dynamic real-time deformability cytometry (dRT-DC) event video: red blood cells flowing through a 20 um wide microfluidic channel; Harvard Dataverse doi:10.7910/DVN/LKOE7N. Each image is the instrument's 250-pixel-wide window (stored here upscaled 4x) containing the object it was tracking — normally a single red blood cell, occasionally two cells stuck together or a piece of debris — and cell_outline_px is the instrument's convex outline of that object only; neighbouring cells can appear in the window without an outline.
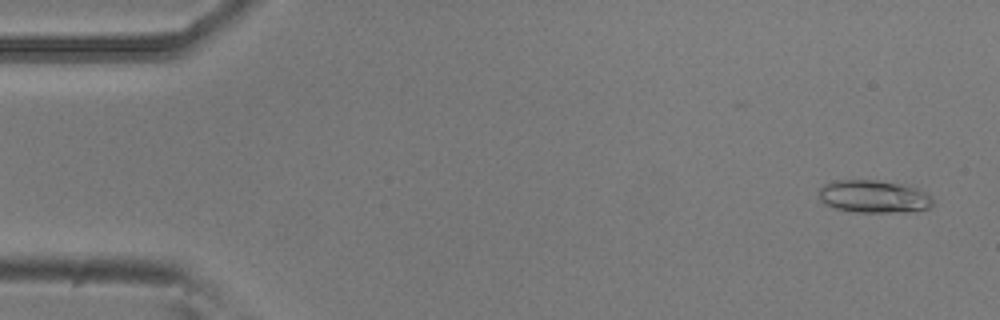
{"species": "common noctule bat (a hibernating species)", "species_latin": "Nyctalus noctula", "temperature_condition": "room temperature", "stored_images_in_passage": 48, "camera_frame_rate_fps": 3000, "um_per_image_px": 0.085, "animal": {"sex": "male", "body_mass_g": 20.5, "forearm_length_mm": 52.5}, "frame": {"image": 1, "passage_image": 3, "time_ms": 0.667, "image_size_px": [1000, 320], "cell_outline_px": [[932, 204], [928, 208], [904, 212], [856, 212], [836, 208], [824, 204], [820, 200], [820, 188], [824, 184], [836, 180], [876, 180], [900, 184], [916, 188], [932, 196]], "centroid_in_image_um": [74.25, 16.7], "position_along_channel_um": 10.8, "area_um2": 21.5}}
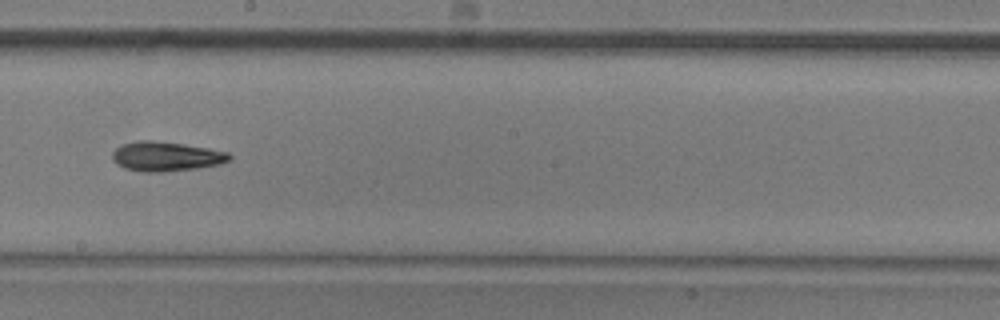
{"frame": {"image": 2, "passage_image": 30, "time_ms": 9.667, "image_size_px": [1000, 320], "cell_outline_px": [[232, 160], [220, 164], [196, 168], [164, 172], [140, 172], [124, 168], [116, 164], [112, 160], [112, 152], [116, 148], [124, 144], [136, 140], [152, 140], [184, 144], [208, 148], [228, 152], [232, 156]], "centroid_in_image_um": [14.11, 13.3], "position_along_channel_um": 234.1, "area_um2": 20.35}}
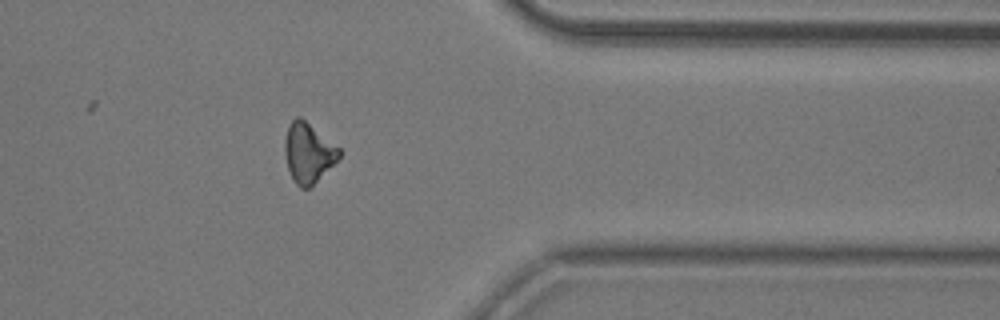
{"frame": {"image": 3, "passage_image": 43, "time_ms": 14.0, "image_size_px": [1000, 320], "cell_outline_px": [[340, 156], [308, 188], [300, 188], [296, 184], [288, 168], [284, 156], [284, 140], [288, 124], [296, 116], [300, 116], [340, 148]], "centroid_in_image_um": [26.16, 12.94], "position_along_channel_um": 385.2, "area_um2": 18.61}}